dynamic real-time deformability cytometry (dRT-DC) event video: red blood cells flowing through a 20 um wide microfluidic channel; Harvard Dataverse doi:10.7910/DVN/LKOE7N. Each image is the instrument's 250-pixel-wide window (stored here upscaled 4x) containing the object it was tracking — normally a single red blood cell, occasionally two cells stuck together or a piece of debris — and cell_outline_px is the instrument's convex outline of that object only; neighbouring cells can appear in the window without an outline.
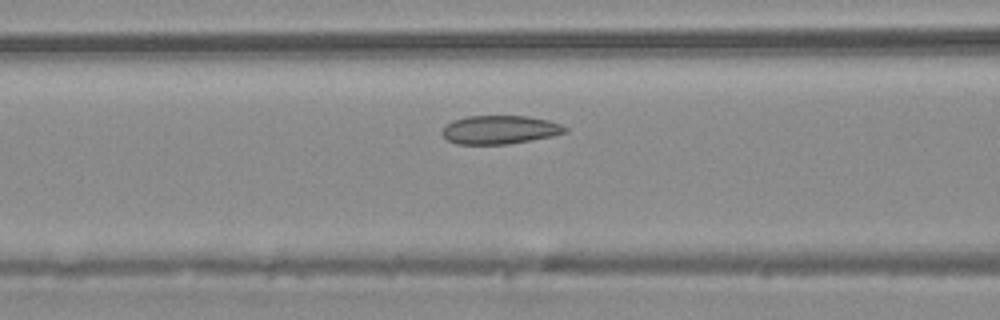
{"species": "common noctule bat (a hibernating species)", "species_latin": "Nyctalus noctula", "temperature_condition": "warm", "stored_images_in_passage": 31, "camera_frame_rate_fps": 3000, "um_per_image_px": 0.085, "animal": {"sex": "male", "body_mass_g": 20.4}, "frame": {"image": 1, "passage_image": 13, "time_ms": 4.0, "image_size_px": [1000, 320], "cell_outline_px": [[568, 132], [552, 136], [532, 140], [508, 144], [456, 144], [448, 140], [440, 132], [452, 120], [468, 116], [528, 116], [548, 120], [560, 124], [568, 128]], "centroid_in_image_um": [42.5, 11.03], "position_along_channel_um": 124.1, "area_um2": 20.46}}
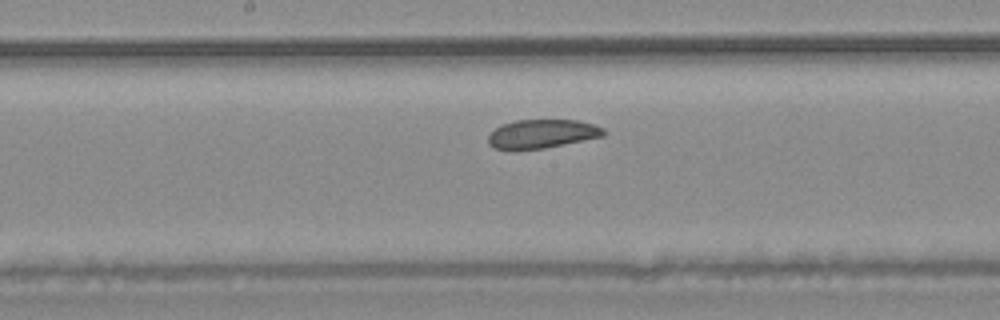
{"frame": {"image": 2, "passage_image": 18, "time_ms": 5.667, "image_size_px": [1000, 320], "cell_outline_px": [[608, 132], [604, 136], [544, 148], [496, 148], [488, 144], [488, 136], [500, 124], [516, 120], [576, 120], [592, 124], [604, 128]], "centroid_in_image_um": [46.11, 11.35], "position_along_channel_um": 202.1, "area_um2": 19.02}}
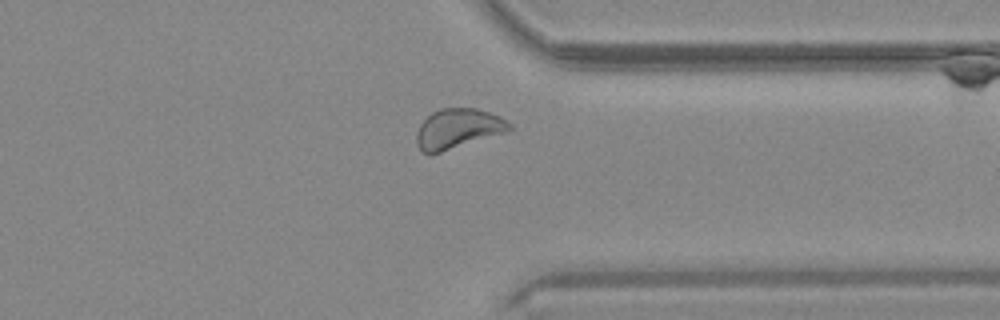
{"frame": {"image": 3, "passage_image": 29, "time_ms": 9.333, "image_size_px": [1000, 320], "cell_outline_px": [[512, 128], [504, 132], [440, 152], [424, 152], [416, 144], [416, 132], [420, 124], [432, 112], [440, 108], [476, 108], [500, 116], [512, 124]], "centroid_in_image_um": [38.91, 10.9], "position_along_channel_um": 372.5, "area_um2": 21.1}}